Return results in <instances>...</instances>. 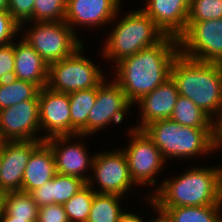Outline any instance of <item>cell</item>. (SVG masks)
Segmentation results:
<instances>
[{"label":"cell","instance_id":"obj_11","mask_svg":"<svg viewBox=\"0 0 222 222\" xmlns=\"http://www.w3.org/2000/svg\"><path fill=\"white\" fill-rule=\"evenodd\" d=\"M40 129L46 134L42 141L55 137L82 138L71 131L70 99L68 93H61L43 87L38 93ZM43 129V130H42Z\"/></svg>","mask_w":222,"mask_h":222},{"label":"cell","instance_id":"obj_8","mask_svg":"<svg viewBox=\"0 0 222 222\" xmlns=\"http://www.w3.org/2000/svg\"><path fill=\"white\" fill-rule=\"evenodd\" d=\"M178 40L185 57L222 64V19L188 21Z\"/></svg>","mask_w":222,"mask_h":222},{"label":"cell","instance_id":"obj_10","mask_svg":"<svg viewBox=\"0 0 222 222\" xmlns=\"http://www.w3.org/2000/svg\"><path fill=\"white\" fill-rule=\"evenodd\" d=\"M128 133H130L131 142L127 148L122 150L126 155L133 181L140 186L155 185V175L158 172L161 173L166 161L144 130L132 127Z\"/></svg>","mask_w":222,"mask_h":222},{"label":"cell","instance_id":"obj_37","mask_svg":"<svg viewBox=\"0 0 222 222\" xmlns=\"http://www.w3.org/2000/svg\"><path fill=\"white\" fill-rule=\"evenodd\" d=\"M0 222H29L26 219H20L16 217L9 216L4 210Z\"/></svg>","mask_w":222,"mask_h":222},{"label":"cell","instance_id":"obj_31","mask_svg":"<svg viewBox=\"0 0 222 222\" xmlns=\"http://www.w3.org/2000/svg\"><path fill=\"white\" fill-rule=\"evenodd\" d=\"M35 0H9L7 11L23 28L22 24L33 21V6Z\"/></svg>","mask_w":222,"mask_h":222},{"label":"cell","instance_id":"obj_4","mask_svg":"<svg viewBox=\"0 0 222 222\" xmlns=\"http://www.w3.org/2000/svg\"><path fill=\"white\" fill-rule=\"evenodd\" d=\"M143 130L165 161L172 158L190 159L215 151V128L182 126L171 119H164L150 123Z\"/></svg>","mask_w":222,"mask_h":222},{"label":"cell","instance_id":"obj_23","mask_svg":"<svg viewBox=\"0 0 222 222\" xmlns=\"http://www.w3.org/2000/svg\"><path fill=\"white\" fill-rule=\"evenodd\" d=\"M97 87L69 93L71 131L75 135H87V117L95 104Z\"/></svg>","mask_w":222,"mask_h":222},{"label":"cell","instance_id":"obj_33","mask_svg":"<svg viewBox=\"0 0 222 222\" xmlns=\"http://www.w3.org/2000/svg\"><path fill=\"white\" fill-rule=\"evenodd\" d=\"M21 29L8 11H0V46L14 42L15 34Z\"/></svg>","mask_w":222,"mask_h":222},{"label":"cell","instance_id":"obj_5","mask_svg":"<svg viewBox=\"0 0 222 222\" xmlns=\"http://www.w3.org/2000/svg\"><path fill=\"white\" fill-rule=\"evenodd\" d=\"M114 27L103 46L104 58L113 60L114 64L160 43L166 37L141 8L126 14Z\"/></svg>","mask_w":222,"mask_h":222},{"label":"cell","instance_id":"obj_25","mask_svg":"<svg viewBox=\"0 0 222 222\" xmlns=\"http://www.w3.org/2000/svg\"><path fill=\"white\" fill-rule=\"evenodd\" d=\"M170 119L182 126L215 128L216 123L187 97L179 95Z\"/></svg>","mask_w":222,"mask_h":222},{"label":"cell","instance_id":"obj_14","mask_svg":"<svg viewBox=\"0 0 222 222\" xmlns=\"http://www.w3.org/2000/svg\"><path fill=\"white\" fill-rule=\"evenodd\" d=\"M42 140L1 142L0 192L21 191L24 170Z\"/></svg>","mask_w":222,"mask_h":222},{"label":"cell","instance_id":"obj_6","mask_svg":"<svg viewBox=\"0 0 222 222\" xmlns=\"http://www.w3.org/2000/svg\"><path fill=\"white\" fill-rule=\"evenodd\" d=\"M83 45L72 55L49 64L47 86L50 90L71 93L96 88L106 81L101 69L83 56Z\"/></svg>","mask_w":222,"mask_h":222},{"label":"cell","instance_id":"obj_28","mask_svg":"<svg viewBox=\"0 0 222 222\" xmlns=\"http://www.w3.org/2000/svg\"><path fill=\"white\" fill-rule=\"evenodd\" d=\"M86 184L63 204L69 222H87L96 192Z\"/></svg>","mask_w":222,"mask_h":222},{"label":"cell","instance_id":"obj_22","mask_svg":"<svg viewBox=\"0 0 222 222\" xmlns=\"http://www.w3.org/2000/svg\"><path fill=\"white\" fill-rule=\"evenodd\" d=\"M147 200L168 222H222V205L157 207L151 196Z\"/></svg>","mask_w":222,"mask_h":222},{"label":"cell","instance_id":"obj_3","mask_svg":"<svg viewBox=\"0 0 222 222\" xmlns=\"http://www.w3.org/2000/svg\"><path fill=\"white\" fill-rule=\"evenodd\" d=\"M195 167L154 190L150 196L157 207L222 205L221 165Z\"/></svg>","mask_w":222,"mask_h":222},{"label":"cell","instance_id":"obj_19","mask_svg":"<svg viewBox=\"0 0 222 222\" xmlns=\"http://www.w3.org/2000/svg\"><path fill=\"white\" fill-rule=\"evenodd\" d=\"M14 42L15 65L13 78L29 81L40 89L47 86L48 63L24 40Z\"/></svg>","mask_w":222,"mask_h":222},{"label":"cell","instance_id":"obj_13","mask_svg":"<svg viewBox=\"0 0 222 222\" xmlns=\"http://www.w3.org/2000/svg\"><path fill=\"white\" fill-rule=\"evenodd\" d=\"M40 131L39 100H26L0 110L1 142L42 140Z\"/></svg>","mask_w":222,"mask_h":222},{"label":"cell","instance_id":"obj_27","mask_svg":"<svg viewBox=\"0 0 222 222\" xmlns=\"http://www.w3.org/2000/svg\"><path fill=\"white\" fill-rule=\"evenodd\" d=\"M122 196L116 194H98L94 199L87 222H119L124 212L119 201Z\"/></svg>","mask_w":222,"mask_h":222},{"label":"cell","instance_id":"obj_7","mask_svg":"<svg viewBox=\"0 0 222 222\" xmlns=\"http://www.w3.org/2000/svg\"><path fill=\"white\" fill-rule=\"evenodd\" d=\"M31 30L22 36L47 63L60 61L84 45L65 21L33 22Z\"/></svg>","mask_w":222,"mask_h":222},{"label":"cell","instance_id":"obj_1","mask_svg":"<svg viewBox=\"0 0 222 222\" xmlns=\"http://www.w3.org/2000/svg\"><path fill=\"white\" fill-rule=\"evenodd\" d=\"M179 53L178 38L166 36L160 43L116 63L113 80L133 105L170 78L172 63Z\"/></svg>","mask_w":222,"mask_h":222},{"label":"cell","instance_id":"obj_12","mask_svg":"<svg viewBox=\"0 0 222 222\" xmlns=\"http://www.w3.org/2000/svg\"><path fill=\"white\" fill-rule=\"evenodd\" d=\"M132 106L114 80L108 81V84L103 81L97 86L96 101L87 117V136L93 135L110 123L121 124L124 115Z\"/></svg>","mask_w":222,"mask_h":222},{"label":"cell","instance_id":"obj_32","mask_svg":"<svg viewBox=\"0 0 222 222\" xmlns=\"http://www.w3.org/2000/svg\"><path fill=\"white\" fill-rule=\"evenodd\" d=\"M14 65V42L0 46V82L13 78Z\"/></svg>","mask_w":222,"mask_h":222},{"label":"cell","instance_id":"obj_9","mask_svg":"<svg viewBox=\"0 0 222 222\" xmlns=\"http://www.w3.org/2000/svg\"><path fill=\"white\" fill-rule=\"evenodd\" d=\"M91 170L93 177L91 174L87 184L95 187L93 183H98L100 190H94L98 194H116L124 197L134 184L137 185L131 177L126 155L120 148L94 154Z\"/></svg>","mask_w":222,"mask_h":222},{"label":"cell","instance_id":"obj_35","mask_svg":"<svg viewBox=\"0 0 222 222\" xmlns=\"http://www.w3.org/2000/svg\"><path fill=\"white\" fill-rule=\"evenodd\" d=\"M222 147V118L216 122L215 126V150Z\"/></svg>","mask_w":222,"mask_h":222},{"label":"cell","instance_id":"obj_30","mask_svg":"<svg viewBox=\"0 0 222 222\" xmlns=\"http://www.w3.org/2000/svg\"><path fill=\"white\" fill-rule=\"evenodd\" d=\"M222 19V0H190L188 21Z\"/></svg>","mask_w":222,"mask_h":222},{"label":"cell","instance_id":"obj_34","mask_svg":"<svg viewBox=\"0 0 222 222\" xmlns=\"http://www.w3.org/2000/svg\"><path fill=\"white\" fill-rule=\"evenodd\" d=\"M37 222H69L63 205L50 204L38 208Z\"/></svg>","mask_w":222,"mask_h":222},{"label":"cell","instance_id":"obj_29","mask_svg":"<svg viewBox=\"0 0 222 222\" xmlns=\"http://www.w3.org/2000/svg\"><path fill=\"white\" fill-rule=\"evenodd\" d=\"M66 14L65 0H35L33 22L64 21Z\"/></svg>","mask_w":222,"mask_h":222},{"label":"cell","instance_id":"obj_39","mask_svg":"<svg viewBox=\"0 0 222 222\" xmlns=\"http://www.w3.org/2000/svg\"><path fill=\"white\" fill-rule=\"evenodd\" d=\"M9 0H0V11H7Z\"/></svg>","mask_w":222,"mask_h":222},{"label":"cell","instance_id":"obj_20","mask_svg":"<svg viewBox=\"0 0 222 222\" xmlns=\"http://www.w3.org/2000/svg\"><path fill=\"white\" fill-rule=\"evenodd\" d=\"M56 165L51 147L42 141L32 152L24 170L21 191L30 193L52 180L56 175Z\"/></svg>","mask_w":222,"mask_h":222},{"label":"cell","instance_id":"obj_38","mask_svg":"<svg viewBox=\"0 0 222 222\" xmlns=\"http://www.w3.org/2000/svg\"><path fill=\"white\" fill-rule=\"evenodd\" d=\"M157 215L158 216L150 220V222H168L161 213H158Z\"/></svg>","mask_w":222,"mask_h":222},{"label":"cell","instance_id":"obj_17","mask_svg":"<svg viewBox=\"0 0 222 222\" xmlns=\"http://www.w3.org/2000/svg\"><path fill=\"white\" fill-rule=\"evenodd\" d=\"M71 138L73 137H55L45 142L51 147L58 173L79 177L87 183L90 177L85 175V170L92 169L94 155L88 156L84 144L80 142L69 144Z\"/></svg>","mask_w":222,"mask_h":222},{"label":"cell","instance_id":"obj_36","mask_svg":"<svg viewBox=\"0 0 222 222\" xmlns=\"http://www.w3.org/2000/svg\"><path fill=\"white\" fill-rule=\"evenodd\" d=\"M119 222H145L143 219H141L138 215L135 213H129L124 211L119 219ZM150 222V221H148Z\"/></svg>","mask_w":222,"mask_h":222},{"label":"cell","instance_id":"obj_41","mask_svg":"<svg viewBox=\"0 0 222 222\" xmlns=\"http://www.w3.org/2000/svg\"><path fill=\"white\" fill-rule=\"evenodd\" d=\"M1 158L2 156H1V142H0V167H1Z\"/></svg>","mask_w":222,"mask_h":222},{"label":"cell","instance_id":"obj_26","mask_svg":"<svg viewBox=\"0 0 222 222\" xmlns=\"http://www.w3.org/2000/svg\"><path fill=\"white\" fill-rule=\"evenodd\" d=\"M4 211L12 217L37 222L38 206L30 193L10 191L3 193Z\"/></svg>","mask_w":222,"mask_h":222},{"label":"cell","instance_id":"obj_24","mask_svg":"<svg viewBox=\"0 0 222 222\" xmlns=\"http://www.w3.org/2000/svg\"><path fill=\"white\" fill-rule=\"evenodd\" d=\"M40 88L29 81L11 78L0 82V110L26 100H38Z\"/></svg>","mask_w":222,"mask_h":222},{"label":"cell","instance_id":"obj_18","mask_svg":"<svg viewBox=\"0 0 222 222\" xmlns=\"http://www.w3.org/2000/svg\"><path fill=\"white\" fill-rule=\"evenodd\" d=\"M179 92L173 79L170 77L149 94L144 95L137 104L140 111L141 124L134 127L143 130L150 123L158 120L170 119L175 107Z\"/></svg>","mask_w":222,"mask_h":222},{"label":"cell","instance_id":"obj_15","mask_svg":"<svg viewBox=\"0 0 222 222\" xmlns=\"http://www.w3.org/2000/svg\"><path fill=\"white\" fill-rule=\"evenodd\" d=\"M120 2V0H68L64 21L73 31L79 24L88 28L106 25L119 15Z\"/></svg>","mask_w":222,"mask_h":222},{"label":"cell","instance_id":"obj_40","mask_svg":"<svg viewBox=\"0 0 222 222\" xmlns=\"http://www.w3.org/2000/svg\"><path fill=\"white\" fill-rule=\"evenodd\" d=\"M3 210H4V197L3 193L0 192V220L2 217Z\"/></svg>","mask_w":222,"mask_h":222},{"label":"cell","instance_id":"obj_16","mask_svg":"<svg viewBox=\"0 0 222 222\" xmlns=\"http://www.w3.org/2000/svg\"><path fill=\"white\" fill-rule=\"evenodd\" d=\"M141 8L166 36L179 38L187 29L190 0H147Z\"/></svg>","mask_w":222,"mask_h":222},{"label":"cell","instance_id":"obj_21","mask_svg":"<svg viewBox=\"0 0 222 222\" xmlns=\"http://www.w3.org/2000/svg\"><path fill=\"white\" fill-rule=\"evenodd\" d=\"M87 183L76 176L56 173L54 178L30 192L38 207L50 204L63 205Z\"/></svg>","mask_w":222,"mask_h":222},{"label":"cell","instance_id":"obj_2","mask_svg":"<svg viewBox=\"0 0 222 222\" xmlns=\"http://www.w3.org/2000/svg\"><path fill=\"white\" fill-rule=\"evenodd\" d=\"M170 77L179 95L190 99L215 123L222 118V64L194 60L179 53L172 63Z\"/></svg>","mask_w":222,"mask_h":222}]
</instances>
